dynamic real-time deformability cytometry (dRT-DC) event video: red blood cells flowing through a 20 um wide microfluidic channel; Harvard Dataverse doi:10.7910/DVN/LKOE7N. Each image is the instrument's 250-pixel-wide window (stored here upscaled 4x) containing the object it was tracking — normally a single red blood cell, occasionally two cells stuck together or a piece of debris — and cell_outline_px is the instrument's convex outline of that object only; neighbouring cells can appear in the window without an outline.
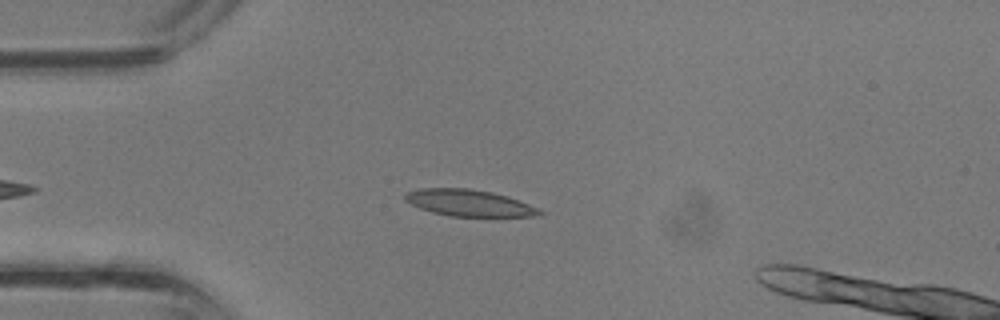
{"species": "common noctule bat (a hibernating species)", "species_latin": "Nyctalus noctula", "temperature_condition": "room temperature", "stored_images_in_passage": 29, "camera_frame_rate_fps": 3000, "um_per_image_px": 0.085, "animal": {"sex": "male", "body_mass_g": 13.3}, "frame": {"image": 1, "passage_image": 4, "time_ms": 1.0, "image_size_px": [1000, 320], "cell_outline_px": [[544, 212], [536, 216], [448, 216], [432, 212], [420, 208], [404, 200], [404, 196], [408, 192], [420, 188], [468, 188], [492, 192], [508, 196], [540, 208]], "centroid_in_image_um": [39.89, 17.24], "position_along_channel_um": 45.1, "area_um2": 20.81}}
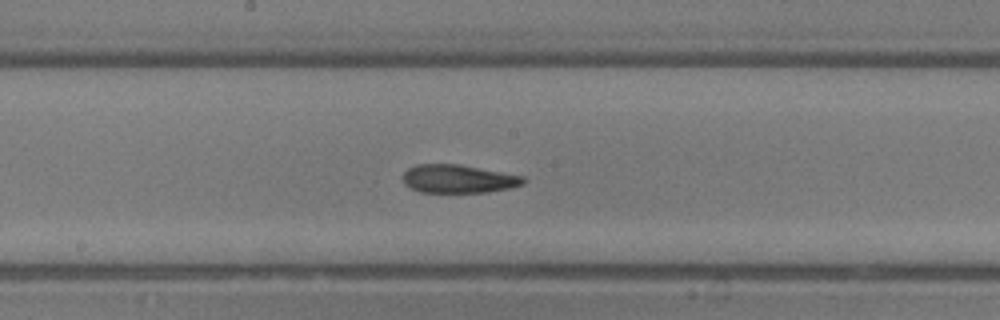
{"frame": {"image": 2, "passage_image": 14, "time_ms": 4.333, "image_size_px": [1000, 320], "cell_outline_px": [[528, 180], [524, 184], [512, 188], [488, 192], [420, 192], [404, 184], [404, 172], [408, 168], [416, 164], [460, 164], [524, 176]], "centroid_in_image_um": [39.01, 15.2], "position_along_channel_um": 209.2, "area_um2": 20.0}}
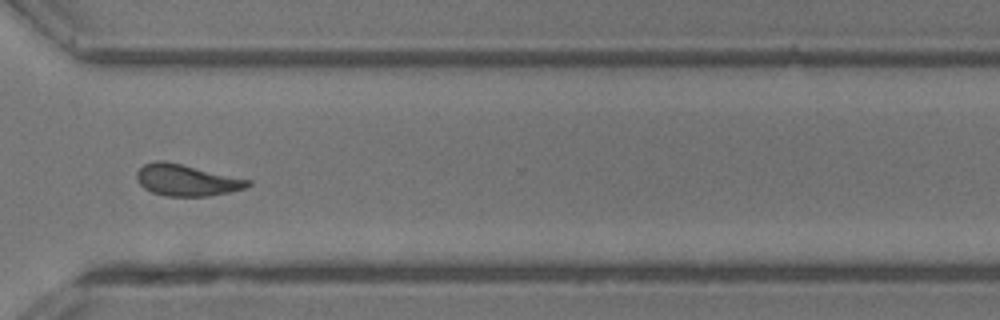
{"frame": {"image": 3, "passage_image": 22, "time_ms": 7.0, "image_size_px": [1000, 320], "cell_outline_px": [[252, 184], [244, 188], [228, 192], [208, 196], [168, 196], [152, 192], [144, 188], [140, 184], [136, 176], [136, 172], [144, 164], [156, 160], [164, 160], [252, 180]], "centroid_in_image_um": [15.85, 15.3], "position_along_channel_um": 354.7, "area_um2": 20.29}}